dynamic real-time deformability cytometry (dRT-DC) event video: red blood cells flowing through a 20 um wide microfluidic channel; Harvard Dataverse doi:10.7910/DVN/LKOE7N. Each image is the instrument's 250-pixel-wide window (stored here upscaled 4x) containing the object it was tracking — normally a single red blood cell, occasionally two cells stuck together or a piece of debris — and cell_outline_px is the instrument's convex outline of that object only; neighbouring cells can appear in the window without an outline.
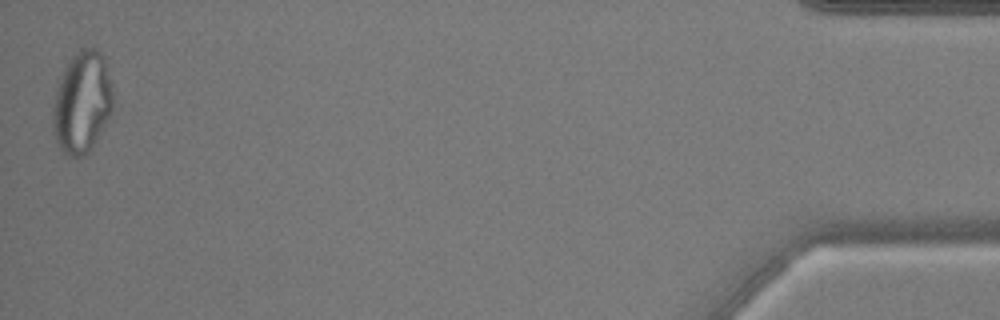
{"species": "common noctule bat (a hibernating species)", "species_latin": "Nyctalus noctula", "temperature_condition": "warm", "stored_images_in_passage": 52, "camera_frame_rate_fps": 3000, "um_per_image_px": 0.085, "animal": {"sex": "male", "body_mass_g": 17.9, "forearm_length_mm": 54.2}, "frame": {"image": 1, "passage_image": 52, "time_ms": 17.0, "image_size_px": [1000, 320], "cell_outline_px": [[112, 112], [108, 120], [96, 140], [88, 152], [80, 156], [68, 156], [60, 148], [56, 140], [52, 128], [52, 108], [56, 92], [60, 80], [72, 56], [80, 48], [96, 48], [100, 52], [104, 60], [112, 84]], "centroid_in_image_um": [6.98, 8.71], "position_along_channel_um": 428.2, "area_um2": 35.26}}